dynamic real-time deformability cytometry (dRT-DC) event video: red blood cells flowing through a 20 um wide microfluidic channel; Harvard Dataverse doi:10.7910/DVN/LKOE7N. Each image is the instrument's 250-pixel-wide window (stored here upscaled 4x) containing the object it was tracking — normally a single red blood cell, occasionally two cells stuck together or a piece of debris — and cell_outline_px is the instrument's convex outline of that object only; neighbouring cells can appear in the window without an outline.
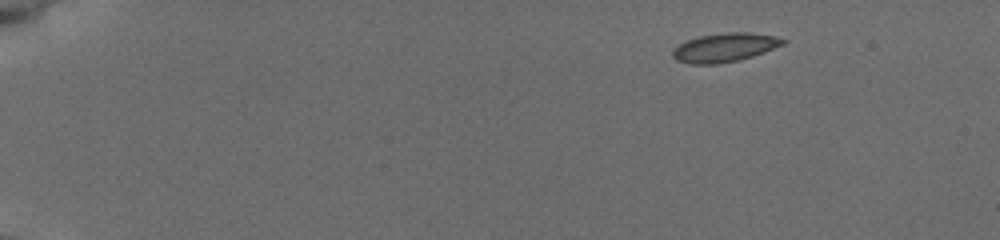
{"species": "common noctule bat (a hibernating species)", "species_latin": "Nyctalus noctula", "temperature_condition": "cold", "stored_images_in_passage": 10, "camera_frame_rate_fps": 3000, "um_per_image_px": 0.085, "animal": {"sex": "female", "body_mass_g": 19.5, "forearm_length_mm": 54.1}, "frame": {"image": 1, "passage_image": 1, "time_ms": 0.0, "image_size_px": [1000, 240], "cell_outline_px": [[788, 40], [784, 44], [764, 52], [752, 56], [736, 60], [716, 64], [688, 64], [676, 60], [672, 56], [672, 48], [688, 40], [700, 36], [728, 32], [748, 32], [776, 36]], "centroid_in_image_um": [61.59, 4.03], "position_along_channel_um": 23.4, "area_um2": 18.44}}
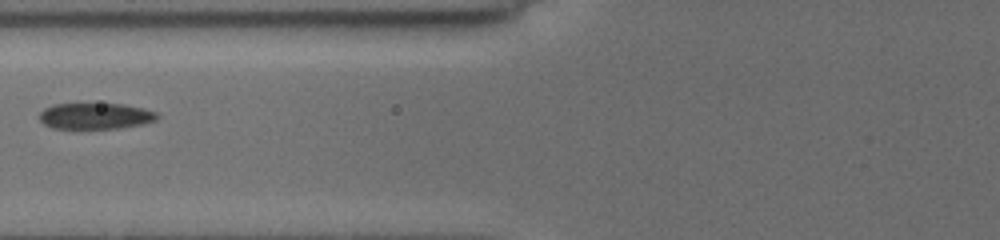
{"frame": {"image": 2, "passage_image": 7, "time_ms": 5.667, "image_size_px": [1000, 240], "cell_outline_px": [[160, 116], [156, 120], [144, 124], [120, 128], [52, 128], [44, 124], [40, 120], [40, 112], [44, 108], [52, 104], [124, 104], [144, 108], [156, 112]], "centroid_in_image_um": [8.14, 9.86], "position_along_channel_um": 117.7, "area_um2": 17.98}}
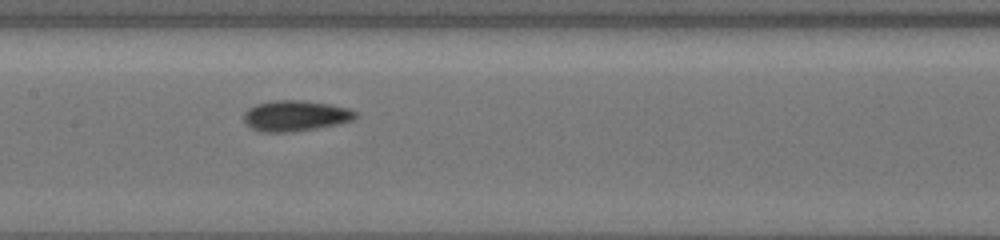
{"frame": {"image": 3, "passage_image": 9, "time_ms": 7.333, "image_size_px": [1000, 240], "cell_outline_px": [[356, 116], [352, 120], [336, 124], [316, 128], [292, 132], [268, 132], [252, 128], [244, 120], [244, 112], [248, 108], [256, 104], [272, 100], [300, 100], [332, 104], [348, 108], [356, 112]], "centroid_in_image_um": [25.1, 9.82], "position_along_channel_um": 182.3, "area_um2": 19.83}}